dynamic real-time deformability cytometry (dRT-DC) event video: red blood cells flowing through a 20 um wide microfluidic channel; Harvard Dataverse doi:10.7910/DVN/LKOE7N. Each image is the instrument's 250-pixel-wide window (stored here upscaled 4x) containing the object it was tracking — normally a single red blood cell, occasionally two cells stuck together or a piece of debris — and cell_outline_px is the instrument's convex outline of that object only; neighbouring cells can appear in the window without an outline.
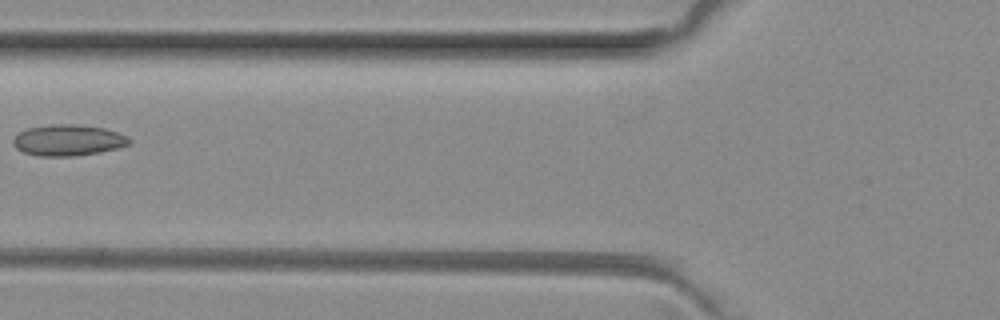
{"species": "common noctule bat (a hibernating species)", "species_latin": "Nyctalus noctula", "temperature_condition": "room temperature", "stored_images_in_passage": 6, "camera_frame_rate_fps": 3000, "um_per_image_px": 0.085, "animal": {"sex": "female", "body_mass_g": 29.2, "forearm_length_mm": 56.3}, "frame": {"image": 1, "passage_image": 6, "time_ms": 1.667, "image_size_px": [1000, 320], "cell_outline_px": [[132, 140], [128, 144], [116, 148], [100, 152], [76, 156], [40, 156], [24, 152], [16, 148], [12, 144], [12, 140], [20, 132], [28, 128], [52, 124], [76, 124], [104, 128], [128, 136]], "centroid_in_image_um": [5.78, 11.92], "position_along_channel_um": 120.0, "area_um2": 20.98}}